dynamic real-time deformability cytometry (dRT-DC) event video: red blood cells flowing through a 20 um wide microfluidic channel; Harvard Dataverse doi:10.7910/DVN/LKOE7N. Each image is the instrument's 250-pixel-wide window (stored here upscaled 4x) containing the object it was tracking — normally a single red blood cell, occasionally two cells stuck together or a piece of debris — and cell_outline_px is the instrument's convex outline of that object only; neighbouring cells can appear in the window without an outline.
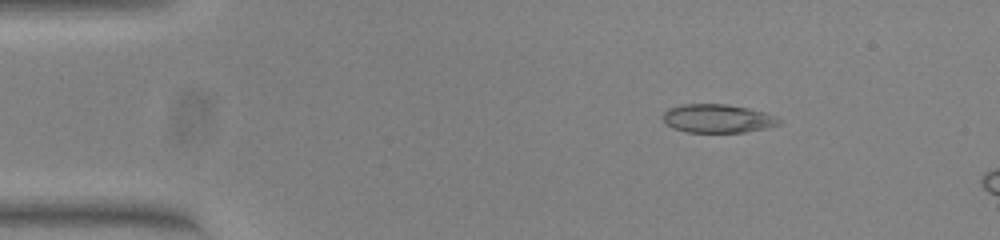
{"species": "common noctule bat (a hibernating species)", "species_latin": "Nyctalus noctula", "temperature_condition": "warm", "stored_images_in_passage": 13, "camera_frame_rate_fps": 3000, "um_per_image_px": 0.085, "animal": {"sex": "female", "body_mass_g": 23.0, "forearm_length_mm": 53.4}, "frame": {"image": 1, "passage_image": 8, "time_ms": 2.333, "image_size_px": [1000, 240], "cell_outline_px": [[780, 124], [764, 128], [744, 132], [688, 132], [676, 128], [668, 124], [664, 120], [664, 112], [668, 108], [680, 104], [724, 104], [748, 108], [764, 112], [776, 116], [780, 120]], "centroid_in_image_um": [61.01, 10.06], "position_along_channel_um": 24.0, "area_um2": 19.02}}